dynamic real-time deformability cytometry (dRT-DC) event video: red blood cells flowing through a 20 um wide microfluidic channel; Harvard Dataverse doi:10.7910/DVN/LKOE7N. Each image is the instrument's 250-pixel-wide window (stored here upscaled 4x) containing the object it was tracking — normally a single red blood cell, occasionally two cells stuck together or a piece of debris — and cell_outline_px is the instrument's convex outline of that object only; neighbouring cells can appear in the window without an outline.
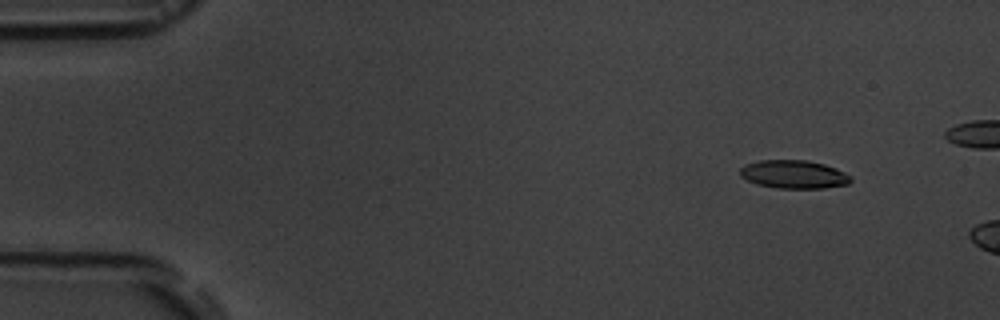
{"species": "common noctule bat (a hibernating species)", "species_latin": "Nyctalus noctula", "temperature_condition": "room temperature", "stored_images_in_passage": 4, "camera_frame_rate_fps": 3000, "um_per_image_px": 0.085, "animal": {"sex": "male", "body_mass_g": 19.5, "forearm_length_mm": 54.6}, "frame": {"image": 1, "passage_image": 2, "time_ms": 1.0, "image_size_px": [1000, 320], "cell_outline_px": [[852, 180], [848, 184], [824, 188], [776, 188], [756, 184], [740, 176], [740, 168], [744, 164], [760, 160], [808, 160], [824, 164], [836, 168], [852, 176]], "centroid_in_image_um": [67.47, 14.81], "position_along_channel_um": 17.5, "area_um2": 18.38}}